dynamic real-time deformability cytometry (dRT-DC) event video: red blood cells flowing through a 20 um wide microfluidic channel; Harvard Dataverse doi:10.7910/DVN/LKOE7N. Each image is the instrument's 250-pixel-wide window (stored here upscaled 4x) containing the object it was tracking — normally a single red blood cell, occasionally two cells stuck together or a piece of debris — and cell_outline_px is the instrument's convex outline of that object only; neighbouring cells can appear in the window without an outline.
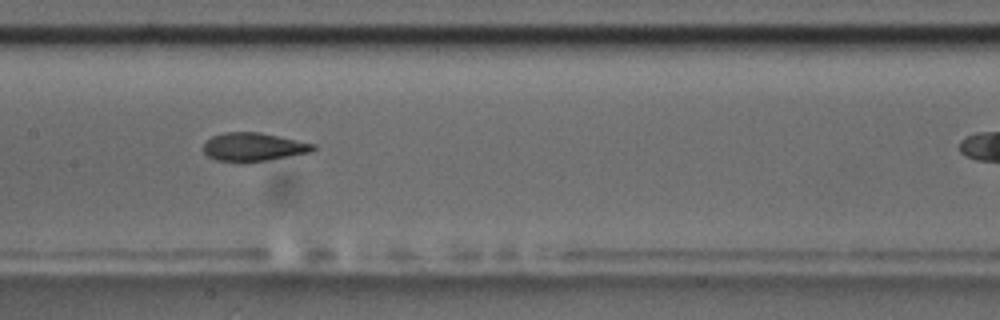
{"species": "common noctule bat (a hibernating species)", "species_latin": "Nyctalus noctula", "temperature_condition": "room temperature", "stored_images_in_passage": 12, "camera_frame_rate_fps": 3000, "um_per_image_px": 0.085, "animal": {"sex": "male", "body_mass_g": 17.5, "forearm_length_mm": 52.3}, "frame": {"image": 1, "passage_image": 4, "time_ms": 1.0, "image_size_px": [1000, 320], "cell_outline_px": [[316, 148], [308, 152], [268, 160], [244, 164], [240, 164], [216, 160], [208, 156], [204, 152], [204, 144], [212, 136], [224, 132], [260, 132], [316, 144]], "centroid_in_image_um": [21.51, 12.51], "position_along_channel_um": 185.9, "area_um2": 18.38}}
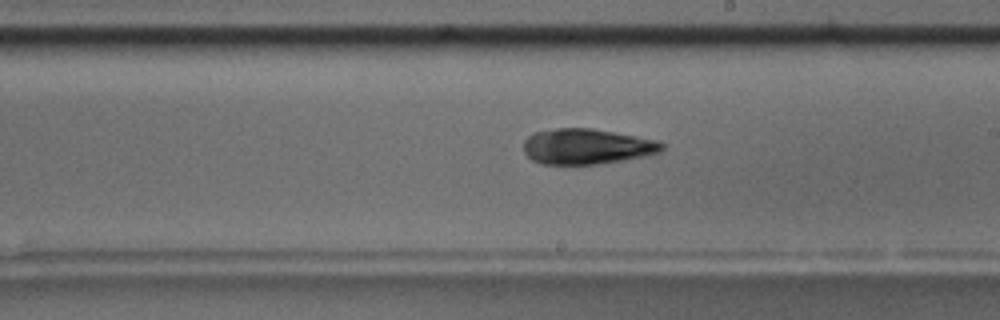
{"frame": {"image": 2, "passage_image": 6, "time_ms": 1.667, "image_size_px": [1000, 320], "cell_outline_px": [[664, 148], [660, 152], [644, 156], [624, 160], [596, 164], [540, 164], [532, 160], [524, 152], [524, 140], [532, 132], [556, 128], [592, 128], [636, 136], [656, 140], [664, 144]], "centroid_in_image_um": [49.85, 12.45], "position_along_channel_um": 239.2, "area_um2": 28.67}}
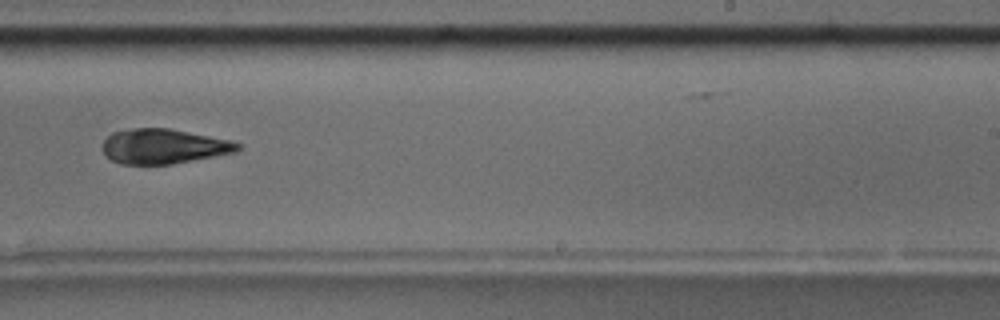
{"frame": {"image": 3, "passage_image": 7, "time_ms": 2.0, "image_size_px": [1000, 320], "cell_outline_px": [[240, 148], [236, 152], [172, 164], [120, 164], [104, 156], [100, 148], [104, 140], [112, 132], [132, 128], [168, 128], [232, 140], [240, 144]], "centroid_in_image_um": [13.86, 12.44], "position_along_channel_um": 275.1, "area_um2": 27.63}}